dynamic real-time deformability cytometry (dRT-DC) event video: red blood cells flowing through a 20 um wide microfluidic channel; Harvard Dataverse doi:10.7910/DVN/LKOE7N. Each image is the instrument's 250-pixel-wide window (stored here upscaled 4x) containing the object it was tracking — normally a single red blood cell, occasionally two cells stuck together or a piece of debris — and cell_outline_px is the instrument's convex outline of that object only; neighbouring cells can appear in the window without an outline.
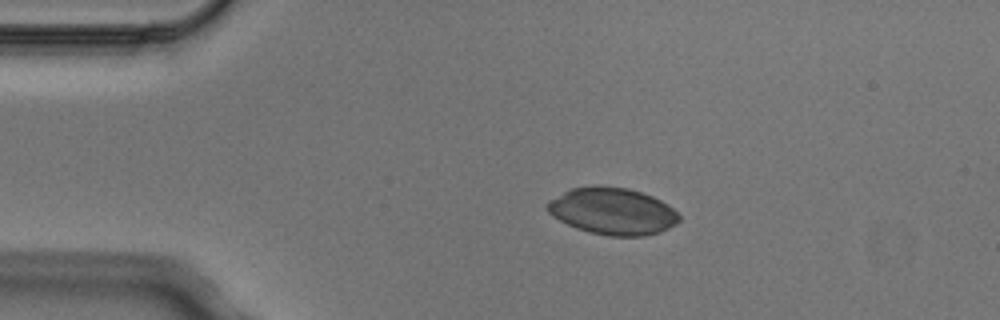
{"species": "Egyptian fruit bat (a non-hibernating species)", "species_latin": "Rousettus aegyptiacus", "temperature_condition": "cold", "stored_images_in_passage": 3, "segment_of_instrument_passage": [1, 2], "camera_frame_rate_fps": 3000, "um_per_image_px": 0.085, "animal": {"sex": "male"}, "frame": {"image": 1, "passage_image": 1, "time_ms": 0.0, "image_size_px": [1000, 320], "cell_outline_px": [[680, 220], [676, 224], [660, 232], [644, 236], [608, 236], [588, 232], [576, 228], [552, 216], [544, 208], [544, 204], [548, 200], [572, 188], [596, 184], [628, 188], [652, 196], [668, 204], [680, 216]], "centroid_in_image_um": [52.03, 17.94], "position_along_channel_um": 33.0, "area_um2": 36.36}}